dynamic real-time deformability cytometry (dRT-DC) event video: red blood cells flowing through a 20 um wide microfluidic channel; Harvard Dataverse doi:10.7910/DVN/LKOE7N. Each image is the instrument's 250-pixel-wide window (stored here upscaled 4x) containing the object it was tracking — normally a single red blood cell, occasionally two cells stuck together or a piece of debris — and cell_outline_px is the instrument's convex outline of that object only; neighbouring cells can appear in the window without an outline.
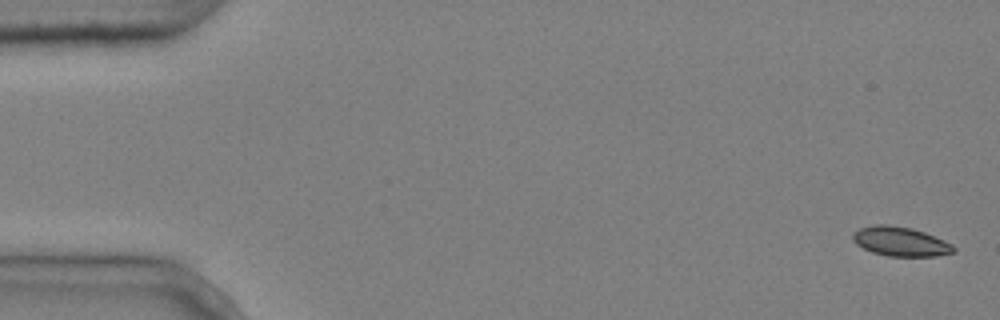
{"species": "common noctule bat (a hibernating species)", "species_latin": "Nyctalus noctula", "temperature_condition": "cold", "stored_images_in_passage": 5, "camera_frame_rate_fps": 3000, "um_per_image_px": 0.085, "animal": {"sex": "male", "body_mass_g": 20.4}, "frame": {"image": 1, "passage_image": 1, "time_ms": 0.0, "image_size_px": [1000, 320], "cell_outline_px": [[956, 252], [936, 256], [888, 256], [872, 252], [856, 244], [852, 240], [852, 232], [860, 228], [876, 224], [888, 224], [912, 228], [924, 232], [944, 240], [952, 244], [956, 248]], "centroid_in_image_um": [76.54, 20.52], "position_along_channel_um": 8.5, "area_um2": 17.34}}
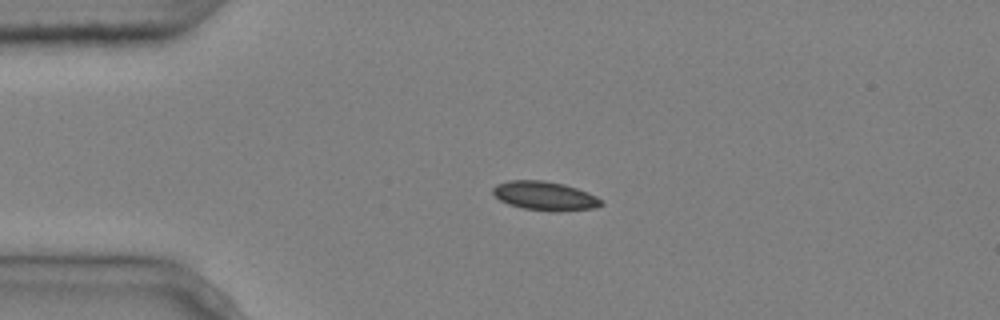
{"frame": {"image": 2, "passage_image": 4, "time_ms": 1.0, "image_size_px": [1000, 320], "cell_outline_px": [[604, 204], [596, 208], [556, 212], [552, 212], [524, 208], [508, 204], [500, 200], [492, 192], [492, 188], [496, 184], [508, 180], [544, 180], [564, 184], [588, 192], [604, 200]], "centroid_in_image_um": [46.34, 16.65], "position_along_channel_um": 38.7, "area_um2": 18.5}}